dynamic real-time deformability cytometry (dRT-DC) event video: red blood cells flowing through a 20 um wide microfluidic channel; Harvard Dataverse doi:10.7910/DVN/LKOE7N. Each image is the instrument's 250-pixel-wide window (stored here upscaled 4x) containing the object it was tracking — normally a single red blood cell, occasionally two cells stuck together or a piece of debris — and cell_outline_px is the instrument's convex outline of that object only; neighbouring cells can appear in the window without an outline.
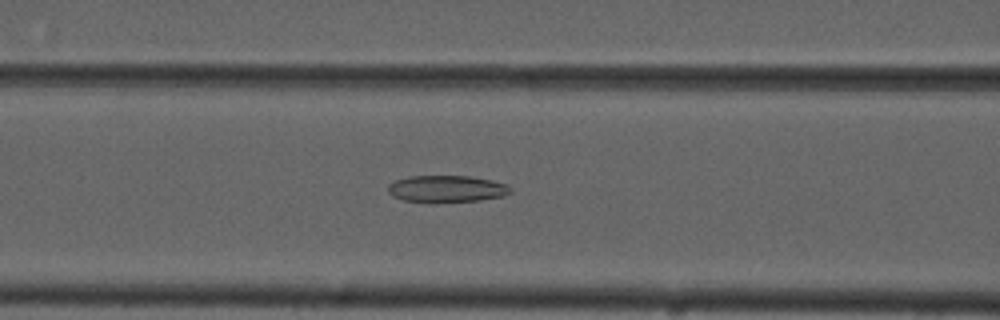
{"species": "common noctule bat (a hibernating species)", "species_latin": "Nyctalus noctula", "temperature_condition": "cold", "stored_images_in_passage": 45, "camera_frame_rate_fps": 3000, "um_per_image_px": 0.085, "animal": {"sex": "male", "forearm_length_mm": 52.5}, "frame": {"image": 1, "passage_image": 18, "time_ms": 5.667, "image_size_px": [1000, 320], "cell_outline_px": [[512, 192], [500, 196], [480, 200], [404, 200], [392, 196], [388, 192], [388, 184], [396, 180], [408, 176], [472, 176], [492, 180], [508, 184], [512, 188]], "centroid_in_image_um": [37.99, 16.0], "position_along_channel_um": 128.6, "area_um2": 18.55}}
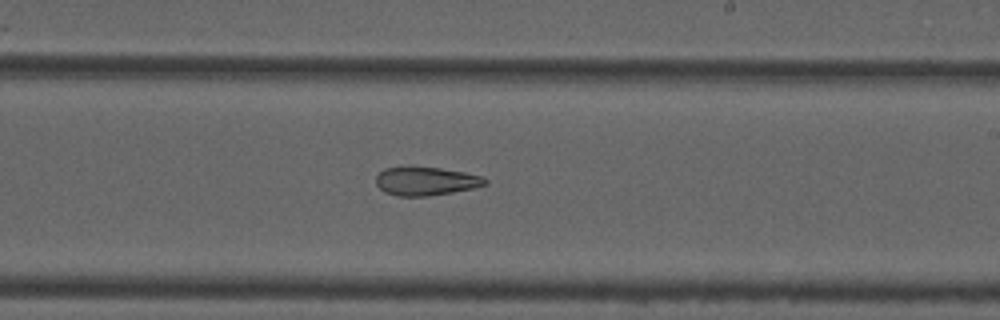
{"frame": {"image": 2, "passage_image": 28, "time_ms": 9.0, "image_size_px": [1000, 320], "cell_outline_px": [[488, 184], [472, 188], [452, 192], [428, 196], [396, 196], [384, 192], [376, 184], [376, 176], [384, 168], [440, 168], [464, 172], [484, 176], [488, 180]], "centroid_in_image_um": [36.23, 15.41], "position_along_channel_um": 252.8, "area_um2": 17.92}}
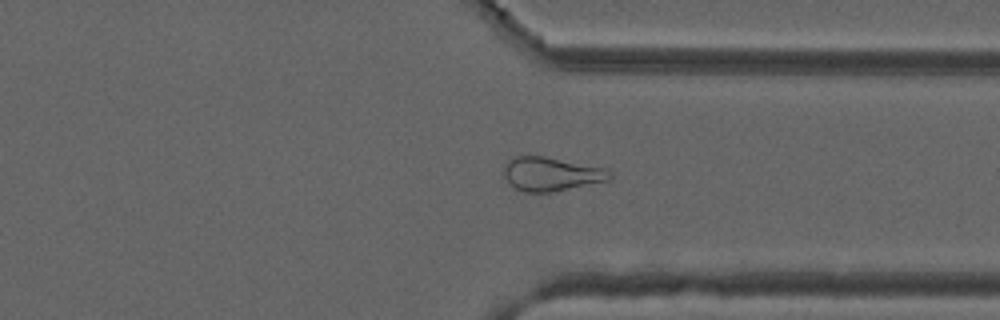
{"frame": {"image": 3, "passage_image": 37, "time_ms": 12.0, "image_size_px": [1000, 320], "cell_outline_px": [[612, 176], [608, 180], [552, 192], [524, 192], [516, 188], [504, 176], [504, 164], [512, 156], [544, 156], [608, 168], [612, 172]], "centroid_in_image_um": [46.87, 14.77], "position_along_channel_um": 364.5, "area_um2": 20.87}}